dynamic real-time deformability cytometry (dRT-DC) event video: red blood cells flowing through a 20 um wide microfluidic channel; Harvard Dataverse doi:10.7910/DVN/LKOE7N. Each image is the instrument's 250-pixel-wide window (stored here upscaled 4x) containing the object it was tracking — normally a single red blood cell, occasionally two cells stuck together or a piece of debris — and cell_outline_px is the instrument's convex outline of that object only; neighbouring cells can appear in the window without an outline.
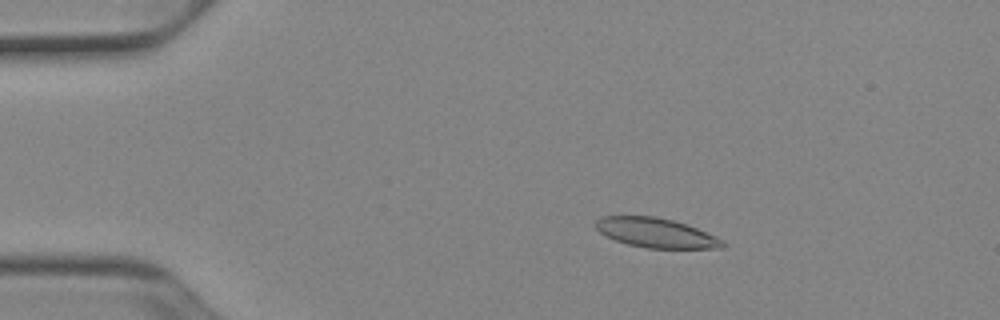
{"species": "Egyptian fruit bat (a non-hibernating species)", "species_latin": "Rousettus aegyptiacus", "temperature_condition": "cold", "stored_images_in_passage": 52, "camera_frame_rate_fps": 3000, "um_per_image_px": 0.085, "animal": {"sex": "female"}, "frame": {"image": 1, "passage_image": 10, "time_ms": 3.0, "image_size_px": [1000, 320], "cell_outline_px": [[724, 248], [644, 248], [628, 244], [616, 240], [600, 232], [596, 228], [596, 220], [600, 216], [656, 216], [672, 220], [696, 228], [716, 236], [724, 240]], "centroid_in_image_um": [55.76, 19.79], "position_along_channel_um": 29.2, "area_um2": 21.68}}
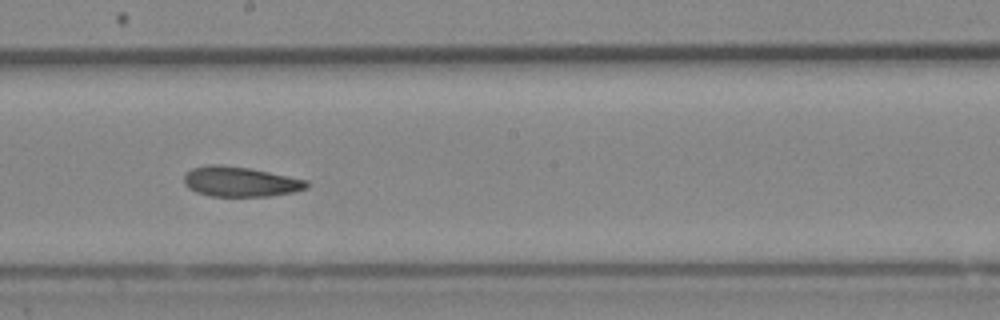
{"frame": {"image": 2, "passage_image": 30, "time_ms": 9.667, "image_size_px": [1000, 320], "cell_outline_px": [[308, 188], [292, 192], [268, 196], [212, 196], [196, 192], [188, 188], [184, 184], [184, 176], [192, 168], [208, 164], [220, 164], [248, 168], [308, 180]], "centroid_in_image_um": [20.4, 15.44], "position_along_channel_um": 227.8, "area_um2": 21.33}}
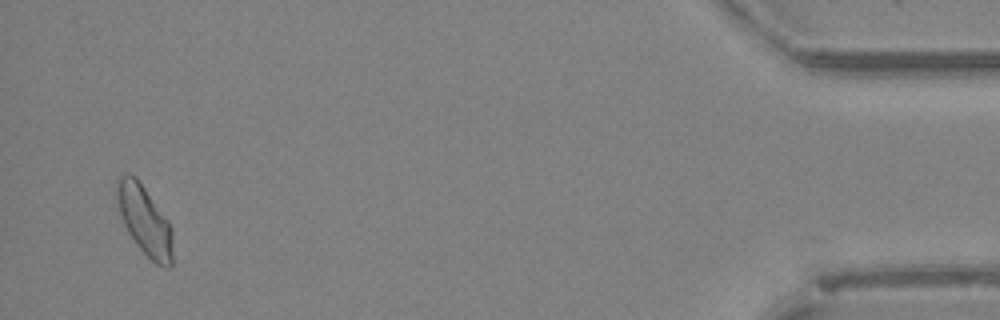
{"frame": {"image": 3, "passage_image": 51, "time_ms": 16.667, "image_size_px": [1000, 320], "cell_outline_px": [[172, 268], [164, 268], [156, 264], [136, 244], [128, 232], [124, 224], [120, 212], [116, 196], [116, 180], [120, 176], [128, 172], [136, 176], [168, 220], [172, 228]], "centroid_in_image_um": [12.3, 18.72], "position_along_channel_um": 422.9, "area_um2": 22.6}, "authors_computed_cell_mechanics": {"area_um2": 22.1374, "velocity_mm_per_s": 3.8957, "shape_relaxation_time_tau1_ms": 9.6744, "shape_relaxation_time_tau2_ms": 3.3888, "deformation_change_tau1": 0.1871, "deformation_change_tau2": 0.0853}}